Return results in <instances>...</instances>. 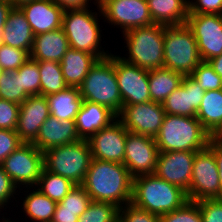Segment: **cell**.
Here are the masks:
<instances>
[{
  "label": "cell",
  "instance_id": "cell-5",
  "mask_svg": "<svg viewBox=\"0 0 222 222\" xmlns=\"http://www.w3.org/2000/svg\"><path fill=\"white\" fill-rule=\"evenodd\" d=\"M164 28L163 24H153L128 30L121 38L128 52L118 56L146 70L164 68Z\"/></svg>",
  "mask_w": 222,
  "mask_h": 222
},
{
  "label": "cell",
  "instance_id": "cell-21",
  "mask_svg": "<svg viewBox=\"0 0 222 222\" xmlns=\"http://www.w3.org/2000/svg\"><path fill=\"white\" fill-rule=\"evenodd\" d=\"M79 140L75 120L61 121L50 115L40 126L39 133L32 143L44 152Z\"/></svg>",
  "mask_w": 222,
  "mask_h": 222
},
{
  "label": "cell",
  "instance_id": "cell-27",
  "mask_svg": "<svg viewBox=\"0 0 222 222\" xmlns=\"http://www.w3.org/2000/svg\"><path fill=\"white\" fill-rule=\"evenodd\" d=\"M152 21L165 26L183 25L189 15L188 0H147Z\"/></svg>",
  "mask_w": 222,
  "mask_h": 222
},
{
  "label": "cell",
  "instance_id": "cell-50",
  "mask_svg": "<svg viewBox=\"0 0 222 222\" xmlns=\"http://www.w3.org/2000/svg\"><path fill=\"white\" fill-rule=\"evenodd\" d=\"M13 8H21L22 6L34 0H6Z\"/></svg>",
  "mask_w": 222,
  "mask_h": 222
},
{
  "label": "cell",
  "instance_id": "cell-52",
  "mask_svg": "<svg viewBox=\"0 0 222 222\" xmlns=\"http://www.w3.org/2000/svg\"><path fill=\"white\" fill-rule=\"evenodd\" d=\"M4 72V70L2 69V67L0 66V77L2 75V73Z\"/></svg>",
  "mask_w": 222,
  "mask_h": 222
},
{
  "label": "cell",
  "instance_id": "cell-12",
  "mask_svg": "<svg viewBox=\"0 0 222 222\" xmlns=\"http://www.w3.org/2000/svg\"><path fill=\"white\" fill-rule=\"evenodd\" d=\"M165 115L161 103L148 101L124 105L117 118L129 132L155 138Z\"/></svg>",
  "mask_w": 222,
  "mask_h": 222
},
{
  "label": "cell",
  "instance_id": "cell-33",
  "mask_svg": "<svg viewBox=\"0 0 222 222\" xmlns=\"http://www.w3.org/2000/svg\"><path fill=\"white\" fill-rule=\"evenodd\" d=\"M70 179L42 169L38 183L35 186L44 195L55 202H60L75 186Z\"/></svg>",
  "mask_w": 222,
  "mask_h": 222
},
{
  "label": "cell",
  "instance_id": "cell-32",
  "mask_svg": "<svg viewBox=\"0 0 222 222\" xmlns=\"http://www.w3.org/2000/svg\"><path fill=\"white\" fill-rule=\"evenodd\" d=\"M38 63L40 78V95L47 96L65 90V83L61 66L56 61H36Z\"/></svg>",
  "mask_w": 222,
  "mask_h": 222
},
{
  "label": "cell",
  "instance_id": "cell-22",
  "mask_svg": "<svg viewBox=\"0 0 222 222\" xmlns=\"http://www.w3.org/2000/svg\"><path fill=\"white\" fill-rule=\"evenodd\" d=\"M116 118L117 115L108 107L83 101L75 120L77 134L80 139L88 140Z\"/></svg>",
  "mask_w": 222,
  "mask_h": 222
},
{
  "label": "cell",
  "instance_id": "cell-1",
  "mask_svg": "<svg viewBox=\"0 0 222 222\" xmlns=\"http://www.w3.org/2000/svg\"><path fill=\"white\" fill-rule=\"evenodd\" d=\"M81 185L91 201L108 202L119 208L132 201L133 177L123 163L93 158Z\"/></svg>",
  "mask_w": 222,
  "mask_h": 222
},
{
  "label": "cell",
  "instance_id": "cell-14",
  "mask_svg": "<svg viewBox=\"0 0 222 222\" xmlns=\"http://www.w3.org/2000/svg\"><path fill=\"white\" fill-rule=\"evenodd\" d=\"M158 155L159 149L155 138L127 130L124 165L133 178L154 174Z\"/></svg>",
  "mask_w": 222,
  "mask_h": 222
},
{
  "label": "cell",
  "instance_id": "cell-35",
  "mask_svg": "<svg viewBox=\"0 0 222 222\" xmlns=\"http://www.w3.org/2000/svg\"><path fill=\"white\" fill-rule=\"evenodd\" d=\"M119 207L108 202L91 201L78 222H118Z\"/></svg>",
  "mask_w": 222,
  "mask_h": 222
},
{
  "label": "cell",
  "instance_id": "cell-18",
  "mask_svg": "<svg viewBox=\"0 0 222 222\" xmlns=\"http://www.w3.org/2000/svg\"><path fill=\"white\" fill-rule=\"evenodd\" d=\"M50 116L47 98L43 95H33L20 104L16 132L24 143H32L40 126Z\"/></svg>",
  "mask_w": 222,
  "mask_h": 222
},
{
  "label": "cell",
  "instance_id": "cell-6",
  "mask_svg": "<svg viewBox=\"0 0 222 222\" xmlns=\"http://www.w3.org/2000/svg\"><path fill=\"white\" fill-rule=\"evenodd\" d=\"M83 101L108 107L116 115L122 110V99L115 72V55L98 59L79 87Z\"/></svg>",
  "mask_w": 222,
  "mask_h": 222
},
{
  "label": "cell",
  "instance_id": "cell-13",
  "mask_svg": "<svg viewBox=\"0 0 222 222\" xmlns=\"http://www.w3.org/2000/svg\"><path fill=\"white\" fill-rule=\"evenodd\" d=\"M186 25L196 39L202 61L222 54V15L189 14Z\"/></svg>",
  "mask_w": 222,
  "mask_h": 222
},
{
  "label": "cell",
  "instance_id": "cell-17",
  "mask_svg": "<svg viewBox=\"0 0 222 222\" xmlns=\"http://www.w3.org/2000/svg\"><path fill=\"white\" fill-rule=\"evenodd\" d=\"M195 153L191 151L159 153L154 174L187 193L191 185Z\"/></svg>",
  "mask_w": 222,
  "mask_h": 222
},
{
  "label": "cell",
  "instance_id": "cell-30",
  "mask_svg": "<svg viewBox=\"0 0 222 222\" xmlns=\"http://www.w3.org/2000/svg\"><path fill=\"white\" fill-rule=\"evenodd\" d=\"M46 98L50 115L61 121L76 120L83 103L78 87H67L63 91L47 95Z\"/></svg>",
  "mask_w": 222,
  "mask_h": 222
},
{
  "label": "cell",
  "instance_id": "cell-46",
  "mask_svg": "<svg viewBox=\"0 0 222 222\" xmlns=\"http://www.w3.org/2000/svg\"><path fill=\"white\" fill-rule=\"evenodd\" d=\"M208 145L214 151L220 182V198H222V137H211Z\"/></svg>",
  "mask_w": 222,
  "mask_h": 222
},
{
  "label": "cell",
  "instance_id": "cell-16",
  "mask_svg": "<svg viewBox=\"0 0 222 222\" xmlns=\"http://www.w3.org/2000/svg\"><path fill=\"white\" fill-rule=\"evenodd\" d=\"M127 130L116 118L88 139L92 158L124 164Z\"/></svg>",
  "mask_w": 222,
  "mask_h": 222
},
{
  "label": "cell",
  "instance_id": "cell-2",
  "mask_svg": "<svg viewBox=\"0 0 222 222\" xmlns=\"http://www.w3.org/2000/svg\"><path fill=\"white\" fill-rule=\"evenodd\" d=\"M187 201L184 190L155 174L133 178L131 203L137 208L161 216L181 208Z\"/></svg>",
  "mask_w": 222,
  "mask_h": 222
},
{
  "label": "cell",
  "instance_id": "cell-26",
  "mask_svg": "<svg viewBox=\"0 0 222 222\" xmlns=\"http://www.w3.org/2000/svg\"><path fill=\"white\" fill-rule=\"evenodd\" d=\"M97 60L98 58L91 53L69 48L60 62L67 86L79 88Z\"/></svg>",
  "mask_w": 222,
  "mask_h": 222
},
{
  "label": "cell",
  "instance_id": "cell-7",
  "mask_svg": "<svg viewBox=\"0 0 222 222\" xmlns=\"http://www.w3.org/2000/svg\"><path fill=\"white\" fill-rule=\"evenodd\" d=\"M88 140L80 139L43 152L46 171L70 179L74 184H82L92 161Z\"/></svg>",
  "mask_w": 222,
  "mask_h": 222
},
{
  "label": "cell",
  "instance_id": "cell-41",
  "mask_svg": "<svg viewBox=\"0 0 222 222\" xmlns=\"http://www.w3.org/2000/svg\"><path fill=\"white\" fill-rule=\"evenodd\" d=\"M20 105L0 99V129L16 131Z\"/></svg>",
  "mask_w": 222,
  "mask_h": 222
},
{
  "label": "cell",
  "instance_id": "cell-43",
  "mask_svg": "<svg viewBox=\"0 0 222 222\" xmlns=\"http://www.w3.org/2000/svg\"><path fill=\"white\" fill-rule=\"evenodd\" d=\"M203 222H222V198L203 199L196 202Z\"/></svg>",
  "mask_w": 222,
  "mask_h": 222
},
{
  "label": "cell",
  "instance_id": "cell-38",
  "mask_svg": "<svg viewBox=\"0 0 222 222\" xmlns=\"http://www.w3.org/2000/svg\"><path fill=\"white\" fill-rule=\"evenodd\" d=\"M30 54L22 49L14 48L9 45L0 44V66L4 71H15L22 66Z\"/></svg>",
  "mask_w": 222,
  "mask_h": 222
},
{
  "label": "cell",
  "instance_id": "cell-37",
  "mask_svg": "<svg viewBox=\"0 0 222 222\" xmlns=\"http://www.w3.org/2000/svg\"><path fill=\"white\" fill-rule=\"evenodd\" d=\"M204 91L222 89V78L214 71L208 61H202L189 75Z\"/></svg>",
  "mask_w": 222,
  "mask_h": 222
},
{
  "label": "cell",
  "instance_id": "cell-45",
  "mask_svg": "<svg viewBox=\"0 0 222 222\" xmlns=\"http://www.w3.org/2000/svg\"><path fill=\"white\" fill-rule=\"evenodd\" d=\"M189 14L222 15V0H188Z\"/></svg>",
  "mask_w": 222,
  "mask_h": 222
},
{
  "label": "cell",
  "instance_id": "cell-11",
  "mask_svg": "<svg viewBox=\"0 0 222 222\" xmlns=\"http://www.w3.org/2000/svg\"><path fill=\"white\" fill-rule=\"evenodd\" d=\"M188 201L220 198V182L213 149L207 145L195 153Z\"/></svg>",
  "mask_w": 222,
  "mask_h": 222
},
{
  "label": "cell",
  "instance_id": "cell-8",
  "mask_svg": "<svg viewBox=\"0 0 222 222\" xmlns=\"http://www.w3.org/2000/svg\"><path fill=\"white\" fill-rule=\"evenodd\" d=\"M202 62L196 39L186 25L164 28V68L189 76Z\"/></svg>",
  "mask_w": 222,
  "mask_h": 222
},
{
  "label": "cell",
  "instance_id": "cell-25",
  "mask_svg": "<svg viewBox=\"0 0 222 222\" xmlns=\"http://www.w3.org/2000/svg\"><path fill=\"white\" fill-rule=\"evenodd\" d=\"M18 190L19 191H18L17 196H19L20 193L25 192L24 194H21V195H25V197L22 198L21 195L19 196L21 197L20 199L23 202H19L20 199L17 201V203H20V204L22 203L20 207L22 208V211L24 212L23 214H25V218L27 216V219L28 220L31 219L32 222H51L52 221L53 215L57 206V202L51 200L49 197L44 195L35 186L24 187V190L22 187V189L19 188Z\"/></svg>",
  "mask_w": 222,
  "mask_h": 222
},
{
  "label": "cell",
  "instance_id": "cell-23",
  "mask_svg": "<svg viewBox=\"0 0 222 222\" xmlns=\"http://www.w3.org/2000/svg\"><path fill=\"white\" fill-rule=\"evenodd\" d=\"M70 48L63 28L37 34L33 40L30 59L34 61L61 62L64 54Z\"/></svg>",
  "mask_w": 222,
  "mask_h": 222
},
{
  "label": "cell",
  "instance_id": "cell-28",
  "mask_svg": "<svg viewBox=\"0 0 222 222\" xmlns=\"http://www.w3.org/2000/svg\"><path fill=\"white\" fill-rule=\"evenodd\" d=\"M196 118L211 137H222V89L205 91Z\"/></svg>",
  "mask_w": 222,
  "mask_h": 222
},
{
  "label": "cell",
  "instance_id": "cell-44",
  "mask_svg": "<svg viewBox=\"0 0 222 222\" xmlns=\"http://www.w3.org/2000/svg\"><path fill=\"white\" fill-rule=\"evenodd\" d=\"M22 143L16 131L0 129V165Z\"/></svg>",
  "mask_w": 222,
  "mask_h": 222
},
{
  "label": "cell",
  "instance_id": "cell-10",
  "mask_svg": "<svg viewBox=\"0 0 222 222\" xmlns=\"http://www.w3.org/2000/svg\"><path fill=\"white\" fill-rule=\"evenodd\" d=\"M1 166L18 188L34 187L44 168L43 152L33 143L23 142Z\"/></svg>",
  "mask_w": 222,
  "mask_h": 222
},
{
  "label": "cell",
  "instance_id": "cell-19",
  "mask_svg": "<svg viewBox=\"0 0 222 222\" xmlns=\"http://www.w3.org/2000/svg\"><path fill=\"white\" fill-rule=\"evenodd\" d=\"M205 91L190 76H184L181 86L162 103L166 114L196 117Z\"/></svg>",
  "mask_w": 222,
  "mask_h": 222
},
{
  "label": "cell",
  "instance_id": "cell-29",
  "mask_svg": "<svg viewBox=\"0 0 222 222\" xmlns=\"http://www.w3.org/2000/svg\"><path fill=\"white\" fill-rule=\"evenodd\" d=\"M91 202L90 196L81 184H76L70 192L57 203L51 222H78L79 217Z\"/></svg>",
  "mask_w": 222,
  "mask_h": 222
},
{
  "label": "cell",
  "instance_id": "cell-42",
  "mask_svg": "<svg viewBox=\"0 0 222 222\" xmlns=\"http://www.w3.org/2000/svg\"><path fill=\"white\" fill-rule=\"evenodd\" d=\"M19 189L11 180V178L6 174L3 167L0 165V209L6 211V208H10L11 201L14 200L17 202L15 197L18 195ZM12 199V200H11ZM14 199V200H13Z\"/></svg>",
  "mask_w": 222,
  "mask_h": 222
},
{
  "label": "cell",
  "instance_id": "cell-9",
  "mask_svg": "<svg viewBox=\"0 0 222 222\" xmlns=\"http://www.w3.org/2000/svg\"><path fill=\"white\" fill-rule=\"evenodd\" d=\"M98 3L102 20L120 29L121 34L134 28L155 24L147 0H98Z\"/></svg>",
  "mask_w": 222,
  "mask_h": 222
},
{
  "label": "cell",
  "instance_id": "cell-34",
  "mask_svg": "<svg viewBox=\"0 0 222 222\" xmlns=\"http://www.w3.org/2000/svg\"><path fill=\"white\" fill-rule=\"evenodd\" d=\"M29 95L22 89L21 77L15 71H4L0 77V99L21 104Z\"/></svg>",
  "mask_w": 222,
  "mask_h": 222
},
{
  "label": "cell",
  "instance_id": "cell-40",
  "mask_svg": "<svg viewBox=\"0 0 222 222\" xmlns=\"http://www.w3.org/2000/svg\"><path fill=\"white\" fill-rule=\"evenodd\" d=\"M118 222H160V216L130 203L119 208Z\"/></svg>",
  "mask_w": 222,
  "mask_h": 222
},
{
  "label": "cell",
  "instance_id": "cell-3",
  "mask_svg": "<svg viewBox=\"0 0 222 222\" xmlns=\"http://www.w3.org/2000/svg\"><path fill=\"white\" fill-rule=\"evenodd\" d=\"M98 12L86 9L65 10L63 14L62 28L68 39L70 48L91 53L98 59L105 58L111 54L109 50L102 47L100 19H103L102 12L97 2L95 7ZM94 11V12H92ZM99 15V16H98ZM100 19H99V18Z\"/></svg>",
  "mask_w": 222,
  "mask_h": 222
},
{
  "label": "cell",
  "instance_id": "cell-47",
  "mask_svg": "<svg viewBox=\"0 0 222 222\" xmlns=\"http://www.w3.org/2000/svg\"><path fill=\"white\" fill-rule=\"evenodd\" d=\"M52 1L65 11V10L89 8L91 7L89 5L93 0H52ZM97 2L98 0H94L93 4H96Z\"/></svg>",
  "mask_w": 222,
  "mask_h": 222
},
{
  "label": "cell",
  "instance_id": "cell-31",
  "mask_svg": "<svg viewBox=\"0 0 222 222\" xmlns=\"http://www.w3.org/2000/svg\"><path fill=\"white\" fill-rule=\"evenodd\" d=\"M183 78V74L166 68L149 70L151 101L162 104L175 89L181 86Z\"/></svg>",
  "mask_w": 222,
  "mask_h": 222
},
{
  "label": "cell",
  "instance_id": "cell-24",
  "mask_svg": "<svg viewBox=\"0 0 222 222\" xmlns=\"http://www.w3.org/2000/svg\"><path fill=\"white\" fill-rule=\"evenodd\" d=\"M34 33L20 8H12L2 32V43L14 48L32 50Z\"/></svg>",
  "mask_w": 222,
  "mask_h": 222
},
{
  "label": "cell",
  "instance_id": "cell-4",
  "mask_svg": "<svg viewBox=\"0 0 222 222\" xmlns=\"http://www.w3.org/2000/svg\"><path fill=\"white\" fill-rule=\"evenodd\" d=\"M210 138L211 135L196 117L166 114L155 142L159 153L197 152L208 145Z\"/></svg>",
  "mask_w": 222,
  "mask_h": 222
},
{
  "label": "cell",
  "instance_id": "cell-20",
  "mask_svg": "<svg viewBox=\"0 0 222 222\" xmlns=\"http://www.w3.org/2000/svg\"><path fill=\"white\" fill-rule=\"evenodd\" d=\"M20 9L30 24L34 35L62 27L64 10L52 0H34Z\"/></svg>",
  "mask_w": 222,
  "mask_h": 222
},
{
  "label": "cell",
  "instance_id": "cell-15",
  "mask_svg": "<svg viewBox=\"0 0 222 222\" xmlns=\"http://www.w3.org/2000/svg\"><path fill=\"white\" fill-rule=\"evenodd\" d=\"M115 72L122 99V107L151 101L149 70L123 61L115 55Z\"/></svg>",
  "mask_w": 222,
  "mask_h": 222
},
{
  "label": "cell",
  "instance_id": "cell-48",
  "mask_svg": "<svg viewBox=\"0 0 222 222\" xmlns=\"http://www.w3.org/2000/svg\"><path fill=\"white\" fill-rule=\"evenodd\" d=\"M12 8L6 0H0V44L2 43L3 27Z\"/></svg>",
  "mask_w": 222,
  "mask_h": 222
},
{
  "label": "cell",
  "instance_id": "cell-39",
  "mask_svg": "<svg viewBox=\"0 0 222 222\" xmlns=\"http://www.w3.org/2000/svg\"><path fill=\"white\" fill-rule=\"evenodd\" d=\"M160 222H203L196 202L187 201L181 208L160 216Z\"/></svg>",
  "mask_w": 222,
  "mask_h": 222
},
{
  "label": "cell",
  "instance_id": "cell-51",
  "mask_svg": "<svg viewBox=\"0 0 222 222\" xmlns=\"http://www.w3.org/2000/svg\"><path fill=\"white\" fill-rule=\"evenodd\" d=\"M3 215V216H2ZM0 216H2V218L0 219V222H16L17 220H12L10 217L6 218V216H4V213H2ZM11 219V220H10ZM20 220H18L17 222H19Z\"/></svg>",
  "mask_w": 222,
  "mask_h": 222
},
{
  "label": "cell",
  "instance_id": "cell-49",
  "mask_svg": "<svg viewBox=\"0 0 222 222\" xmlns=\"http://www.w3.org/2000/svg\"><path fill=\"white\" fill-rule=\"evenodd\" d=\"M214 71L222 78V54L208 60Z\"/></svg>",
  "mask_w": 222,
  "mask_h": 222
},
{
  "label": "cell",
  "instance_id": "cell-36",
  "mask_svg": "<svg viewBox=\"0 0 222 222\" xmlns=\"http://www.w3.org/2000/svg\"><path fill=\"white\" fill-rule=\"evenodd\" d=\"M21 77L22 89L29 95H40V78L38 63L28 59L22 66L17 69Z\"/></svg>",
  "mask_w": 222,
  "mask_h": 222
}]
</instances>
